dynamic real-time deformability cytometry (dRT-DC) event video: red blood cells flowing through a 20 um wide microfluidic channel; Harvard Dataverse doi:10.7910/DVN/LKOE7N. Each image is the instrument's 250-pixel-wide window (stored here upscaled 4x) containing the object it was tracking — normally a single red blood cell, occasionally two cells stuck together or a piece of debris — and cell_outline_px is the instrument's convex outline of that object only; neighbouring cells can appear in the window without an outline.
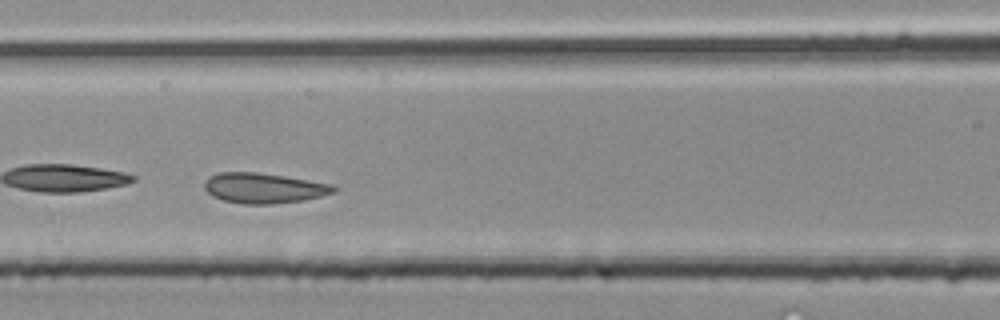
{"species": "common noctule bat (a hibernating species)", "species_latin": "Nyctalus noctula", "temperature_condition": "room temperature", "stored_images_in_passage": 36, "camera_frame_rate_fps": 3000, "um_per_image_px": 0.085, "animal": {"sex": "male", "body_mass_g": 20.4}, "frame": {"image": 1, "passage_image": 11, "time_ms": 3.333, "image_size_px": [1000, 320], "cell_outline_px": [[336, 192], [304, 200], [272, 204], [244, 204], [224, 200], [212, 196], [204, 188], [204, 180], [220, 172], [256, 172], [284, 176], [332, 184], [336, 188]], "centroid_in_image_um": [22.42, 15.99], "position_along_channel_um": 144.2, "area_um2": 22.66}}
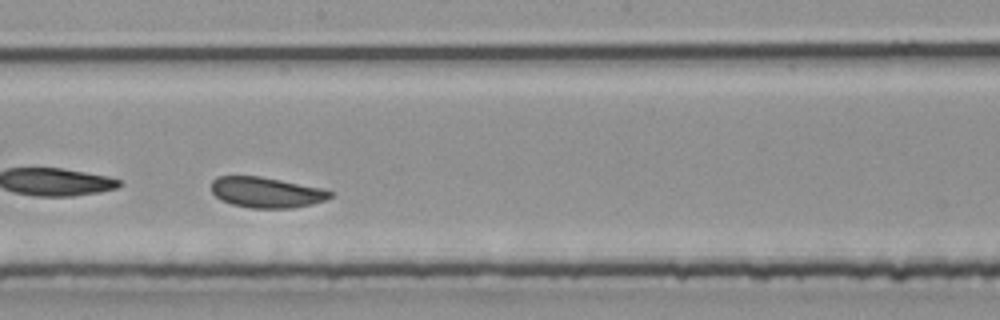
{"frame": {"image": 2, "passage_image": 16, "time_ms": 5.0, "image_size_px": [1000, 320], "cell_outline_px": [[332, 196], [328, 200], [312, 204], [292, 208], [252, 208], [232, 204], [220, 200], [212, 192], [212, 180], [216, 176], [260, 176], [320, 188], [332, 192]], "centroid_in_image_um": [22.63, 16.36], "position_along_channel_um": 225.6, "area_um2": 21.1}}
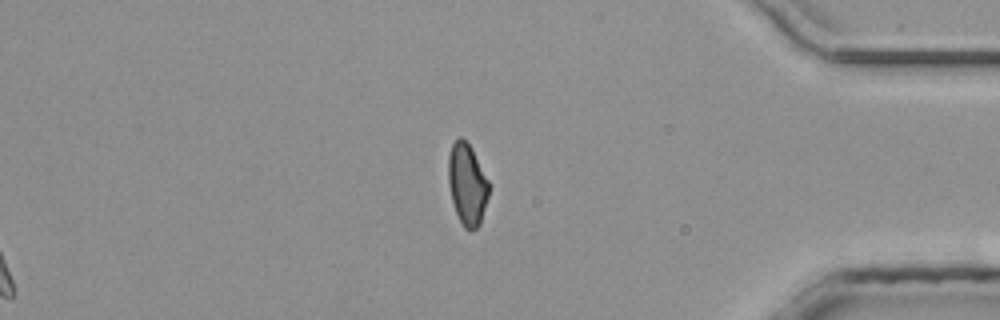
{"frame": {"image": 3, "passage_image": 36, "time_ms": 11.667, "image_size_px": [1000, 320], "cell_outline_px": [[488, 196], [480, 224], [476, 228], [464, 228], [456, 212], [452, 200], [448, 184], [448, 156], [452, 144], [460, 136], [472, 148], [488, 180]], "centroid_in_image_um": [39.69, 15.64], "position_along_channel_um": 395.5, "area_um2": 18.96}}